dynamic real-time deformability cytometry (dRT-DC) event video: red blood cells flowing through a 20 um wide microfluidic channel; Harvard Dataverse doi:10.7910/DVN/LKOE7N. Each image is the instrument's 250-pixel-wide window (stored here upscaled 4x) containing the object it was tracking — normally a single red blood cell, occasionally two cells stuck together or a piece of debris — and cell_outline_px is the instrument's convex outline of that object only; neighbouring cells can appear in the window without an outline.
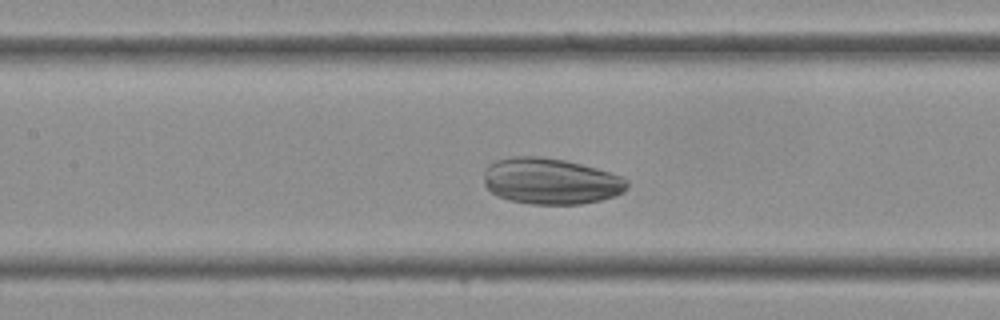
{"species": "Egyptian fruit bat (a non-hibernating species)", "species_latin": "Rousettus aegyptiacus", "temperature_condition": "cold", "stored_images_in_passage": 37, "camera_frame_rate_fps": 3000, "um_per_image_px": 0.085, "frame": {"image": 1, "passage_image": 15, "time_ms": 4.667, "image_size_px": [1000, 320], "cell_outline_px": [[628, 184], [624, 192], [616, 196], [600, 200], [580, 204], [532, 204], [508, 200], [492, 192], [484, 184], [484, 168], [488, 164], [496, 160], [516, 156], [540, 156], [564, 160], [596, 168], [620, 176], [628, 180]], "centroid_in_image_um": [46.79, 15.4], "position_along_channel_um": 160.6, "area_um2": 38.55}}
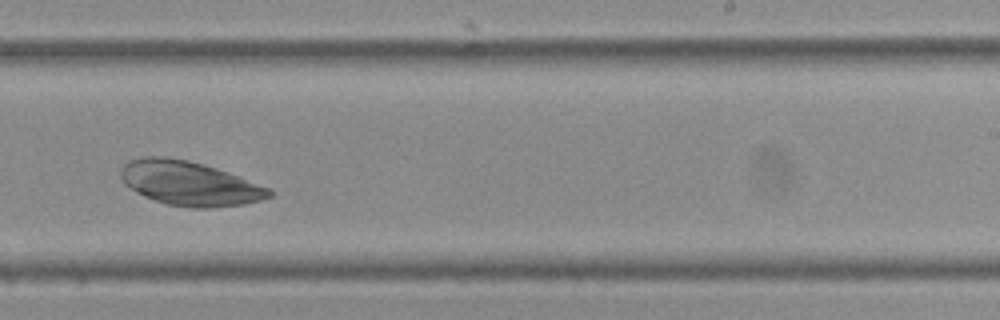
{"frame": {"image": 2, "passage_image": 22, "time_ms": 7.0, "image_size_px": [1000, 320], "cell_outline_px": [[272, 196], [260, 200], [244, 204], [212, 208], [188, 208], [168, 204], [144, 196], [136, 192], [124, 184], [120, 176], [120, 168], [128, 160], [144, 156], [164, 156], [188, 160], [204, 164], [216, 168], [268, 188], [272, 192]], "centroid_in_image_um": [16.04, 15.58], "position_along_channel_um": 273.0, "area_um2": 38.21}}
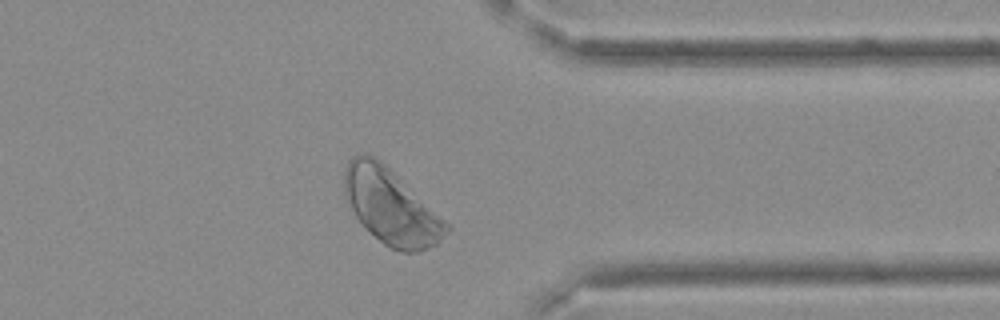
{"frame": {"image": 3, "passage_image": 29, "time_ms": 9.333, "image_size_px": [1000, 320], "cell_outline_px": [[452, 228], [436, 244], [420, 252], [400, 252], [384, 244], [364, 228], [360, 224], [344, 196], [344, 172], [348, 160], [352, 156], [360, 152], [368, 152], [376, 156], [452, 224]], "centroid_in_image_um": [33.24, 17.54], "position_along_channel_um": 378.2, "area_um2": 45.66}}